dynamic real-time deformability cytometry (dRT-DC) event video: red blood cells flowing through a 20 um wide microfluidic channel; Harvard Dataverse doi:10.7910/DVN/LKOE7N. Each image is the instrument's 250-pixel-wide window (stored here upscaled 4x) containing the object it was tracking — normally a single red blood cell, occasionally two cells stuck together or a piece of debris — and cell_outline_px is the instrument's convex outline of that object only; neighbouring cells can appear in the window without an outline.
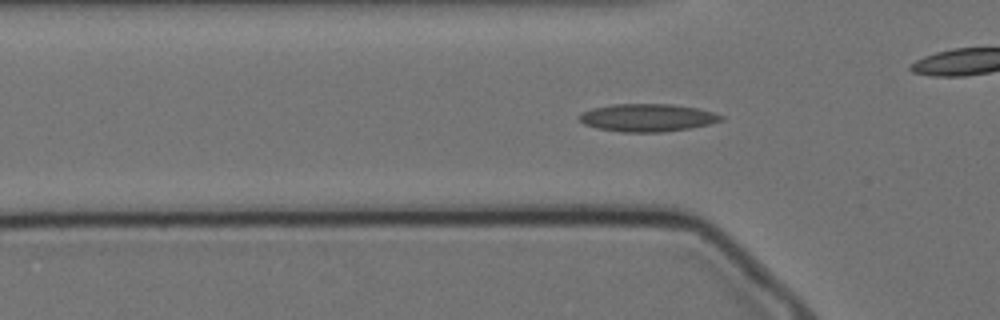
{"species": "Egyptian fruit bat (a non-hibernating species)", "species_latin": "Rousettus aegyptiacus", "temperature_condition": "cold", "stored_images_in_passage": 44, "camera_frame_rate_fps": 3000, "um_per_image_px": 0.085, "animal": {"sex": "female"}, "frame": {"image": 1, "passage_image": 3, "time_ms": 0.667, "image_size_px": [1000, 320], "cell_outline_px": [[724, 120], [708, 124], [688, 128], [664, 132], [620, 132], [596, 128], [584, 124], [576, 116], [580, 112], [592, 108], [612, 104], [672, 104], [700, 108], [724, 116]], "centroid_in_image_um": [54.99, 10.0], "position_along_channel_um": 70.8, "area_um2": 23.12}}
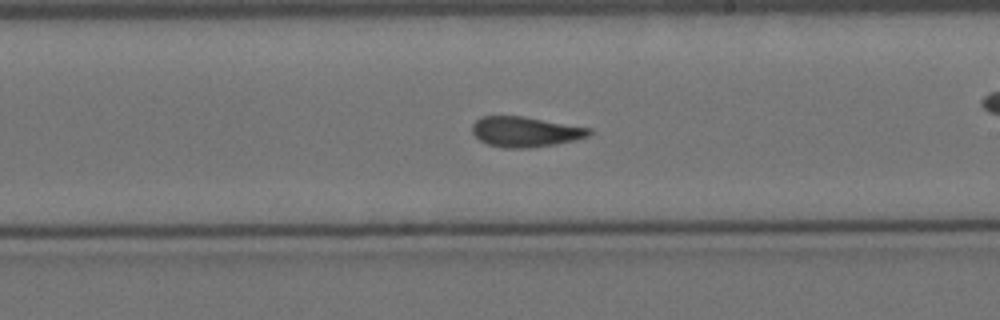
{"frame": {"image": 2, "passage_image": 18, "time_ms": 5.667, "image_size_px": [1000, 320], "cell_outline_px": [[592, 132], [588, 136], [556, 144], [528, 148], [504, 148], [488, 144], [480, 140], [472, 132], [472, 124], [480, 116], [524, 116], [592, 128]], "centroid_in_image_um": [44.64, 11.19], "position_along_channel_um": 244.4, "area_um2": 20.63}}
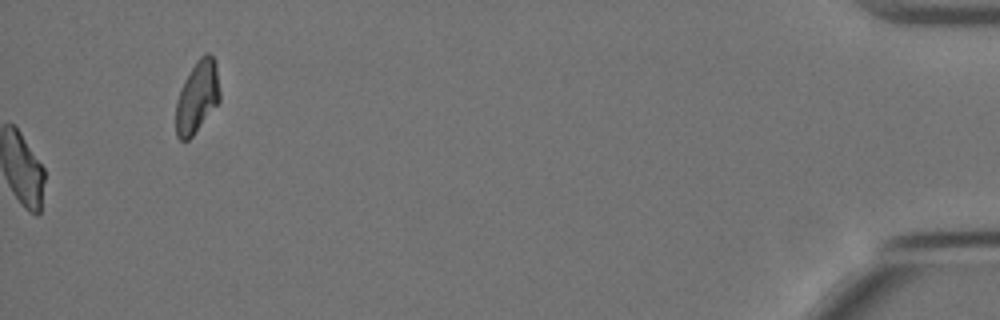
{"frame": {"image": 3, "passage_image": 44, "time_ms": 14.333, "image_size_px": [1000, 320], "cell_outline_px": [[220, 100], [192, 136], [188, 140], [180, 140], [176, 136], [176, 100], [196, 60], [204, 52], [208, 52], [216, 60], [220, 92]], "centroid_in_image_um": [16.78, 8.21], "position_along_channel_um": 418.4, "area_um2": 18.21}, "authors_computed_cell_mechanics": {"area_um2": 20.7502, "velocity_mm_per_s": 3.446, "shape_relaxation_time_tau1_ms": null, "shape_relaxation_time_tau2_ms": 2.4483, "deformation_change_tau1": null, "deformation_change_tau2": 0.0942}}